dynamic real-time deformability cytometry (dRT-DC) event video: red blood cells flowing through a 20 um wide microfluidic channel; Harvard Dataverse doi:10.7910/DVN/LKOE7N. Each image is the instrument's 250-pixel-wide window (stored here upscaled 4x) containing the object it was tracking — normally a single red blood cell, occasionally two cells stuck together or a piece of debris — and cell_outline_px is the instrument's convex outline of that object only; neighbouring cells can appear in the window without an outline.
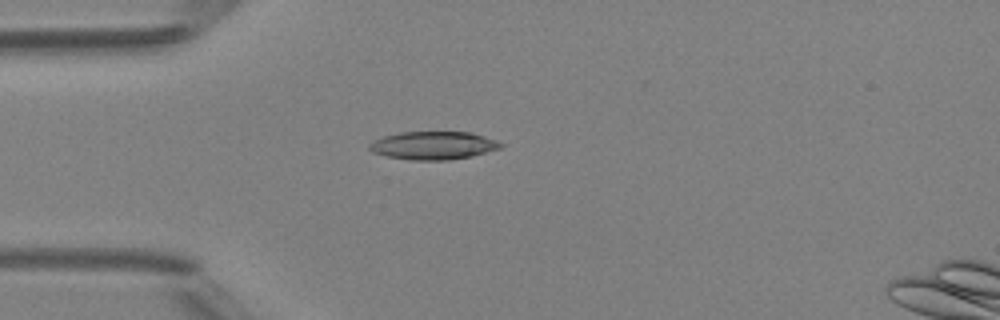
{"species": "Egyptian fruit bat (a non-hibernating species)", "species_latin": "Rousettus aegyptiacus", "temperature_condition": "room temperature", "stored_images_in_passage": 37, "camera_frame_rate_fps": 3000, "um_per_image_px": 0.085, "animal": {"sex": "female"}, "frame": {"image": 1, "passage_image": 1, "time_ms": 0.0, "image_size_px": [1000, 320], "cell_outline_px": [[504, 144], [500, 148], [472, 156], [448, 160], [408, 160], [388, 156], [372, 152], [368, 148], [368, 144], [384, 136], [400, 132], [472, 132], [496, 140]], "centroid_in_image_um": [36.84, 12.36], "position_along_channel_um": 48.2, "area_um2": 21.44}}
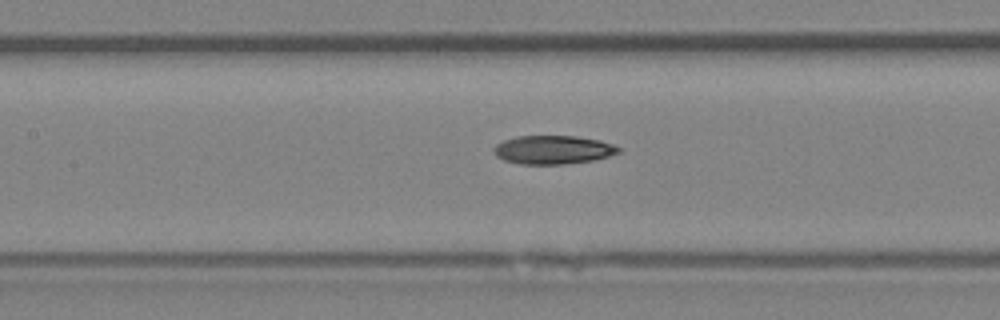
{"frame": {"image": 2, "passage_image": 10, "time_ms": 3.0, "image_size_px": [1000, 320], "cell_outline_px": [[620, 152], [596, 160], [564, 164], [520, 164], [504, 160], [496, 156], [492, 152], [492, 148], [496, 144], [504, 140], [516, 136], [576, 136], [600, 140], [612, 144], [620, 148]], "centroid_in_image_um": [46.98, 12.73], "position_along_channel_um": 160.4, "area_um2": 20.92}}
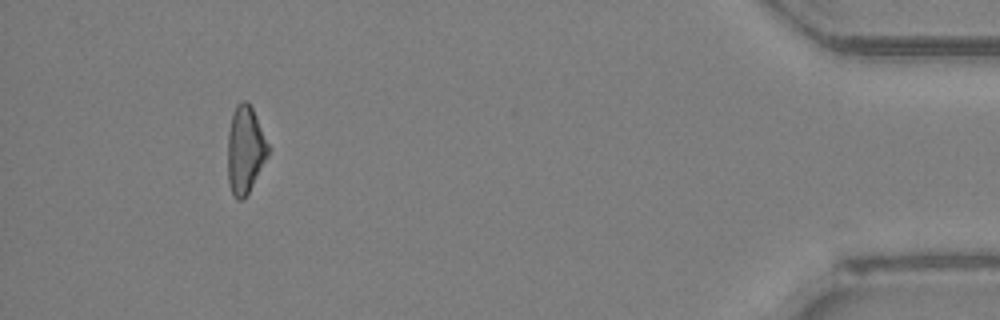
{"frame": {"image": 3, "passage_image": 33, "time_ms": 10.667, "image_size_px": [1000, 320], "cell_outline_px": [[268, 156], [244, 200], [236, 200], [232, 192], [228, 180], [228, 132], [232, 112], [236, 104], [240, 100], [248, 100], [252, 108], [268, 144]], "centroid_in_image_um": [20.82, 12.71], "position_along_channel_um": 414.4, "area_um2": 20.52}, "authors_computed_cell_mechanics": {"area_um2": 20.808, "velocity_mm_per_s": 4.2003, "shape_relaxation_time_tau1_ms": 7.0004, "shape_relaxation_time_tau2_ms": null, "deformation_change_tau1": 0.2019, "deformation_change_tau2": null}}